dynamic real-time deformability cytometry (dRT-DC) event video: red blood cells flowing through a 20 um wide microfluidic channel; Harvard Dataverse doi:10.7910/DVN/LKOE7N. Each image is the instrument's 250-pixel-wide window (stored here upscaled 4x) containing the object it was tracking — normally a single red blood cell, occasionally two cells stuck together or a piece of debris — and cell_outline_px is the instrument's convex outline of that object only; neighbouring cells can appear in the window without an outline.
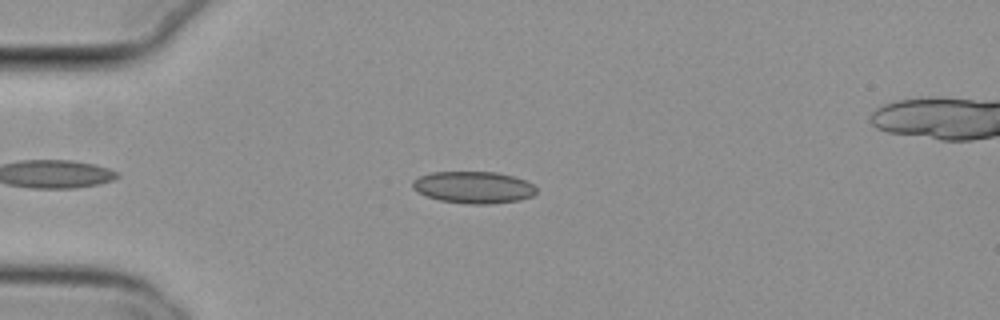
{"species": "common noctule bat (a hibernating species)", "species_latin": "Nyctalus noctula", "temperature_condition": "cold", "stored_images_in_passage": 45, "camera_frame_rate_fps": 3000, "um_per_image_px": 0.085, "animal": {"sex": "female", "body_mass_g": 29.2, "forearm_length_mm": 56.3}, "frame": {"image": 1, "passage_image": 9, "time_ms": 2.667, "image_size_px": [1000, 320], "cell_outline_px": [[536, 192], [532, 196], [520, 200], [492, 204], [468, 204], [440, 200], [428, 196], [412, 188], [412, 180], [420, 176], [432, 172], [496, 172], [512, 176], [524, 180], [532, 184], [536, 188]], "centroid_in_image_um": [40.25, 15.92], "position_along_channel_um": 44.7, "area_um2": 22.89}}
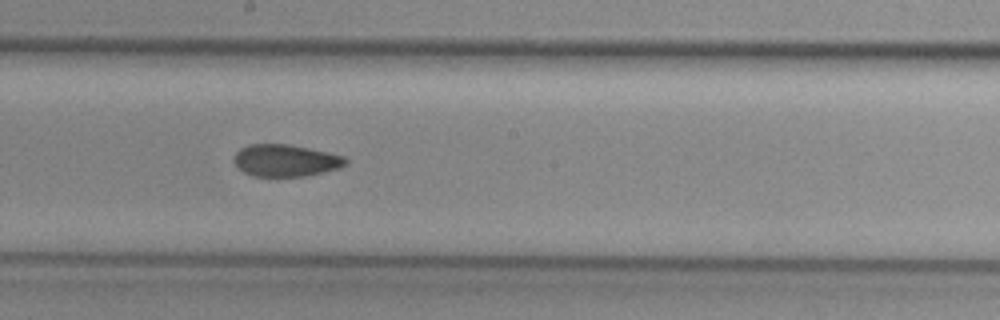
{"frame": {"image": 2, "passage_image": 25, "time_ms": 8.0, "image_size_px": [1000, 320], "cell_outline_px": [[348, 164], [340, 168], [304, 176], [252, 176], [244, 172], [232, 160], [236, 152], [240, 148], [248, 144], [288, 144], [308, 148], [344, 156], [348, 160]], "centroid_in_image_um": [24.27, 13.63], "position_along_channel_um": 223.9, "area_um2": 20.81}}
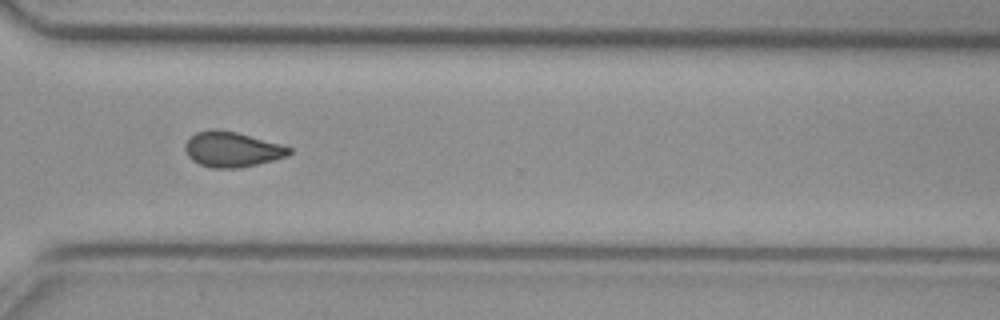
{"frame": {"image": 3, "passage_image": 35, "time_ms": 11.333, "image_size_px": [1000, 320], "cell_outline_px": [[292, 152], [288, 156], [240, 168], [212, 168], [200, 164], [192, 160], [188, 156], [184, 148], [184, 144], [196, 132], [212, 128], [216, 128], [236, 132], [280, 144], [292, 148]], "centroid_in_image_um": [19.7, 12.69], "position_along_channel_um": 350.9, "area_um2": 21.33}, "authors_computed_cell_mechanics": {"area_um2": 21.675, "velocity_mm_per_s": 3.8155, "shape_relaxation_time_tau1_ms": null, "shape_relaxation_time_tau2_ms": 3.3043, "deformation_change_tau1": null, "deformation_change_tau2": 0.0722}}